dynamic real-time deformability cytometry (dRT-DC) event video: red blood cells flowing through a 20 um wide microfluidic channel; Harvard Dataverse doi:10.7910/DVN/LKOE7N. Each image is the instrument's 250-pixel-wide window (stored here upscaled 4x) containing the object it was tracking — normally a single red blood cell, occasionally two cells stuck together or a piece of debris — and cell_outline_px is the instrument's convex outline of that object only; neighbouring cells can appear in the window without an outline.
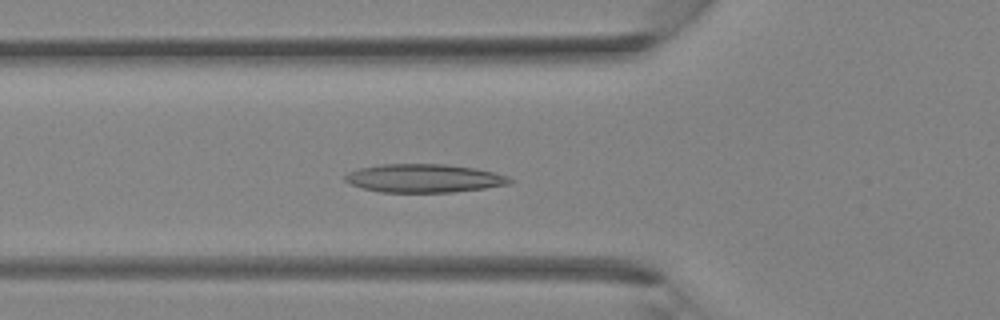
{"species": "Egyptian fruit bat (a non-hibernating species)", "species_latin": "Rousettus aegyptiacus", "temperature_condition": "room temperature", "stored_images_in_passage": 36, "camera_frame_rate_fps": 3000, "um_per_image_px": 0.085, "animal": {"sex": "female"}, "frame": {"image": 1, "passage_image": 12, "time_ms": 3.667, "image_size_px": [1000, 320], "cell_outline_px": [[516, 180], [508, 184], [484, 188], [452, 192], [380, 192], [364, 188], [352, 184], [344, 180], [344, 176], [348, 172], [360, 168], [380, 164], [444, 164], [476, 168], [508, 176]], "centroid_in_image_um": [36.05, 15.15], "position_along_channel_um": 89.7, "area_um2": 27.17}}
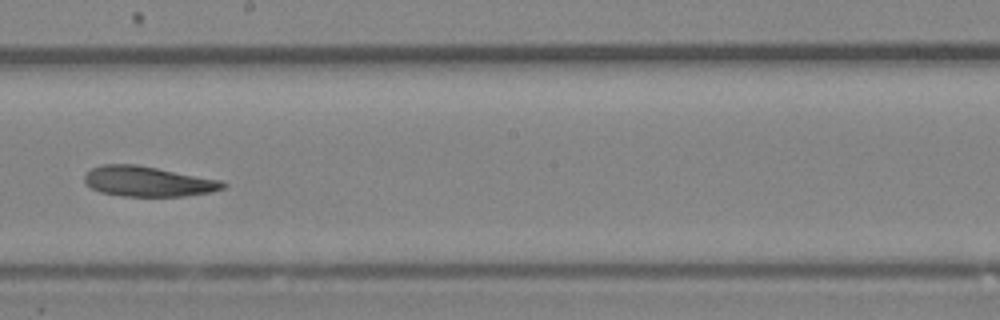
{"frame": {"image": 2, "passage_image": 20, "time_ms": 6.333, "image_size_px": [1000, 320], "cell_outline_px": [[228, 184], [224, 188], [208, 192], [184, 196], [120, 196], [100, 192], [92, 188], [84, 180], [84, 176], [92, 168], [104, 164], [136, 164], [220, 180]], "centroid_in_image_um": [12.56, 15.42], "position_along_channel_um": 235.6, "area_um2": 24.1}}
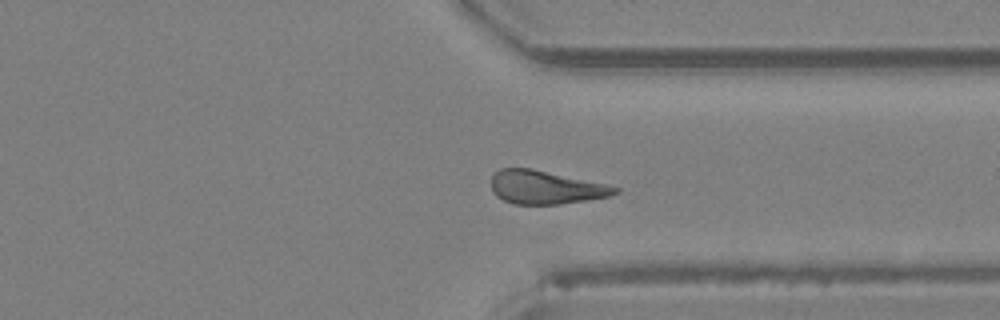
{"frame": {"image": 3, "passage_image": 27, "time_ms": 8.667, "image_size_px": [1000, 320], "cell_outline_px": [[620, 192], [612, 196], [556, 204], [512, 204], [496, 196], [492, 192], [492, 176], [500, 168], [532, 168], [604, 184], [620, 188]], "centroid_in_image_um": [46.35, 15.92], "position_along_channel_um": 365.0, "area_um2": 23.87}}